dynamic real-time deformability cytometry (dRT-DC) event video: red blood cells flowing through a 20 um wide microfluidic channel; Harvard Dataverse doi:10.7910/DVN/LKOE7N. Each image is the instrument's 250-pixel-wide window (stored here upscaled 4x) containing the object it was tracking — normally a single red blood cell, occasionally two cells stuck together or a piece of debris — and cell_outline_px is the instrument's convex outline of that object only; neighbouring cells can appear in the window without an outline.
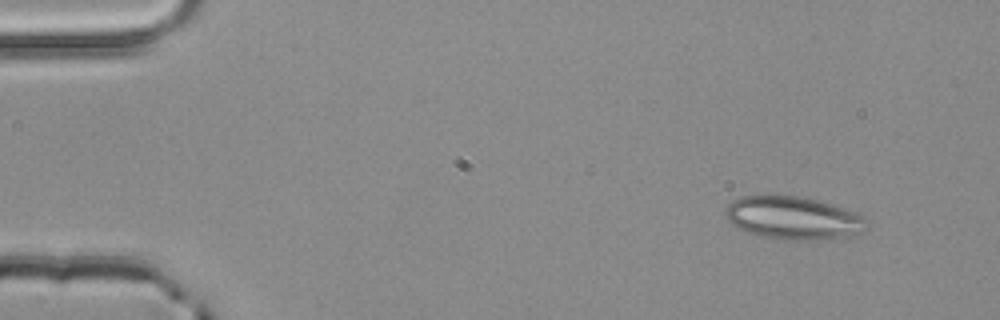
{"species": "common noctule bat (a hibernating species)", "species_latin": "Nyctalus noctula", "temperature_condition": "room temperature", "stored_images_in_passage": 3, "camera_frame_rate_fps": 3000, "um_per_image_px": 0.085, "animal": {"sex": "male", "body_mass_g": 20.4}, "frame": {"image": 1, "passage_image": 1, "time_ms": 0.0, "image_size_px": [1000, 320], "cell_outline_px": [[868, 220], [864, 232], [848, 236], [816, 240], [784, 240], [764, 236], [748, 232], [732, 224], [724, 216], [724, 208], [732, 200], [740, 196], [796, 196], [816, 200], [844, 208], [856, 212], [864, 216]], "centroid_in_image_um": [67.43, 18.53], "position_along_channel_um": 17.6, "area_um2": 35.32}}